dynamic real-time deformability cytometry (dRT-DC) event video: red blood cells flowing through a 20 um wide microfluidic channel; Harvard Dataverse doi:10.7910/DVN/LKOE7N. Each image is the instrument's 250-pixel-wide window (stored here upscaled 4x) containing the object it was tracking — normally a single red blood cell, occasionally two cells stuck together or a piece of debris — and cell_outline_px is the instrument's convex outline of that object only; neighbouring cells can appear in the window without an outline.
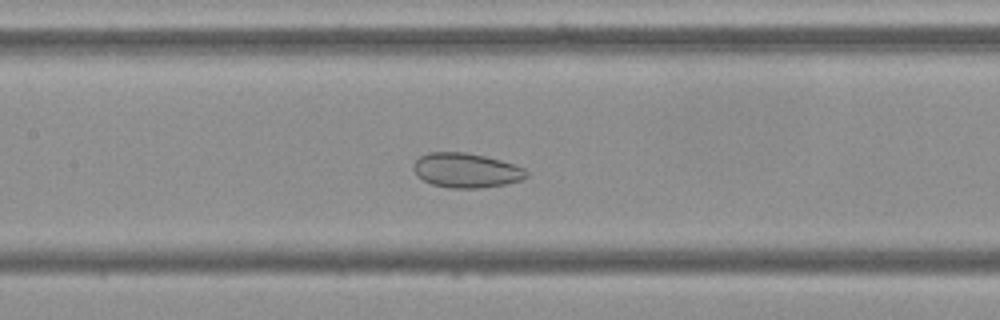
{"species": "Egyptian fruit bat (a non-hibernating species)", "species_latin": "Rousettus aegyptiacus", "temperature_condition": "cold", "stored_images_in_passage": 54, "camera_frame_rate_fps": 3000, "um_per_image_px": 0.085, "frame": {"image": 1, "passage_image": 25, "time_ms": 8.0, "image_size_px": [1000, 320], "cell_outline_px": [[528, 176], [520, 180], [504, 184], [480, 188], [448, 188], [432, 184], [416, 176], [412, 168], [412, 164], [420, 156], [428, 152], [464, 152], [484, 156], [500, 160], [524, 168], [528, 172]], "centroid_in_image_um": [39.58, 14.48], "position_along_channel_um": 167.8, "area_um2": 22.77}}
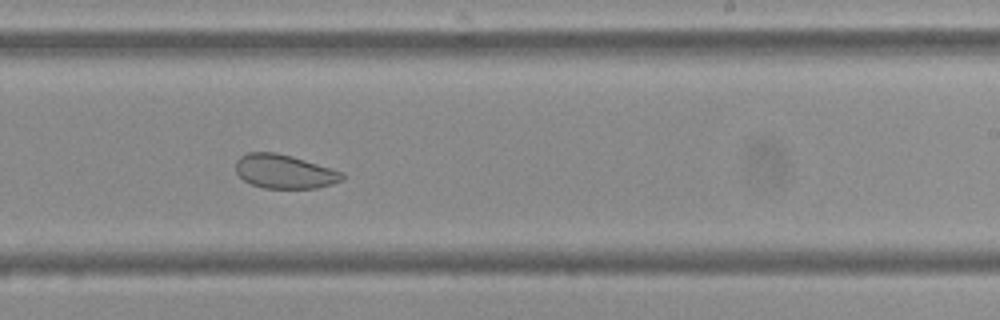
{"frame": {"image": 2, "passage_image": 33, "time_ms": 10.667, "image_size_px": [1000, 320], "cell_outline_px": [[344, 180], [332, 184], [316, 188], [264, 188], [252, 184], [244, 180], [236, 172], [236, 160], [240, 156], [248, 152], [276, 152], [292, 156], [332, 168], [344, 172]], "centroid_in_image_um": [24.19, 14.57], "position_along_channel_um": 264.8, "area_um2": 21.15}}
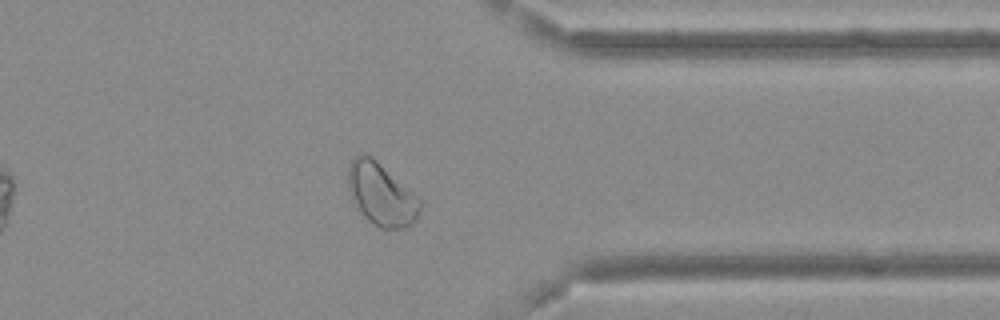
{"frame": {"image": 3, "passage_image": 43, "time_ms": 14.0, "image_size_px": [1000, 320], "cell_outline_px": [[424, 204], [416, 220], [412, 224], [404, 228], [380, 228], [368, 220], [364, 216], [356, 204], [348, 188], [348, 164], [360, 152], [368, 152], [420, 196], [424, 200]], "centroid_in_image_um": [32.47, 16.47], "position_along_channel_um": 378.9, "area_um2": 26.88}, "authors_computed_cell_mechanics": {"area_um2": 28.7266, "velocity_mm_per_s": 3.6551, "shape_relaxation_time_tau1_ms": null, "shape_relaxation_time_tau2_ms": 2.4093, "deformation_change_tau1": null, "deformation_change_tau2": 0.0642}}